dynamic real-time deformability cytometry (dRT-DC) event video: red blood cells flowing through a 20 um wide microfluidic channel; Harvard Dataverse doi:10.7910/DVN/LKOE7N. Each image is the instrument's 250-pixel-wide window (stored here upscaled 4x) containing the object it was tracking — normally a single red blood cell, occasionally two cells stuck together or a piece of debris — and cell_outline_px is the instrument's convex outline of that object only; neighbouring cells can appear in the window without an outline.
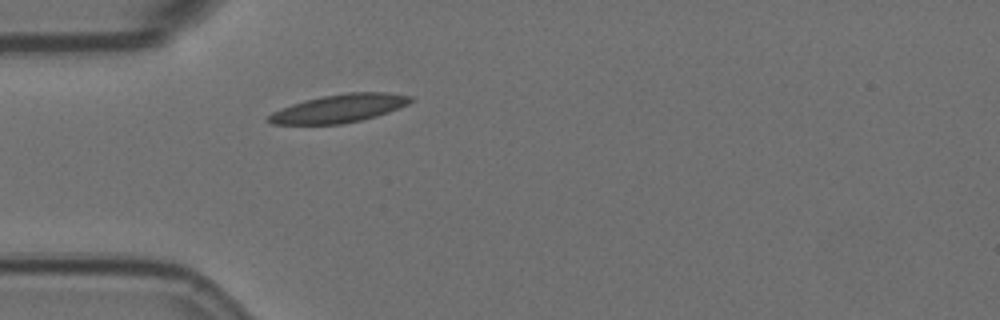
{"species": "Egyptian fruit bat (a non-hibernating species)", "species_latin": "Rousettus aegyptiacus", "temperature_condition": "room temperature", "stored_images_in_passage": 3, "camera_frame_rate_fps": 3000, "um_per_image_px": 0.085, "animal": {"sex": "female"}, "frame": {"image": 1, "passage_image": 2, "time_ms": 0.333, "image_size_px": [1000, 320], "cell_outline_px": [[412, 100], [408, 104], [388, 112], [376, 116], [360, 120], [340, 124], [272, 124], [264, 120], [264, 116], [280, 108], [304, 100], [324, 96], [348, 92], [388, 92], [412, 96]], "centroid_in_image_um": [28.77, 9.22], "position_along_channel_um": 56.2, "area_um2": 23.35}}